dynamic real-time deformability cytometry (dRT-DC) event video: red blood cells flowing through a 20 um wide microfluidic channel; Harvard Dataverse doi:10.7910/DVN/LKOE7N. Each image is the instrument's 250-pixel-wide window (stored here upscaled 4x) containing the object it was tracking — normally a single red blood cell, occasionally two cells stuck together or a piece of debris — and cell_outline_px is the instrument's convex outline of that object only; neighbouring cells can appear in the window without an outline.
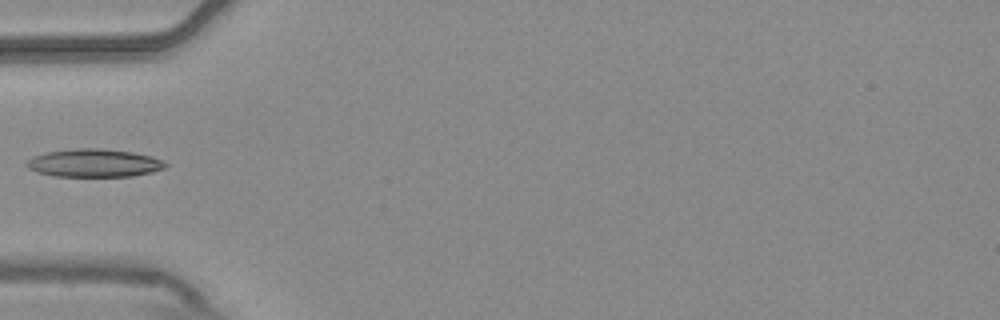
{"species": "common noctule bat (a hibernating species)", "species_latin": "Nyctalus noctula", "temperature_condition": "warm", "stored_images_in_passage": 1, "camera_frame_rate_fps": 3000, "um_per_image_px": 0.085, "animal": {"sex": "male", "body_mass_g": 20.4}, "frame": {"image": 1, "passage_image": 1, "time_ms": 0.0, "image_size_px": [1000, 320], "cell_outline_px": [[168, 164], [164, 168], [152, 172], [132, 176], [56, 176], [36, 172], [28, 168], [24, 164], [32, 156], [48, 152], [76, 148], [100, 148], [132, 152], [152, 156], [164, 160]], "centroid_in_image_um": [8.0, 13.85], "position_along_channel_um": 77.0, "area_um2": 22.72}}